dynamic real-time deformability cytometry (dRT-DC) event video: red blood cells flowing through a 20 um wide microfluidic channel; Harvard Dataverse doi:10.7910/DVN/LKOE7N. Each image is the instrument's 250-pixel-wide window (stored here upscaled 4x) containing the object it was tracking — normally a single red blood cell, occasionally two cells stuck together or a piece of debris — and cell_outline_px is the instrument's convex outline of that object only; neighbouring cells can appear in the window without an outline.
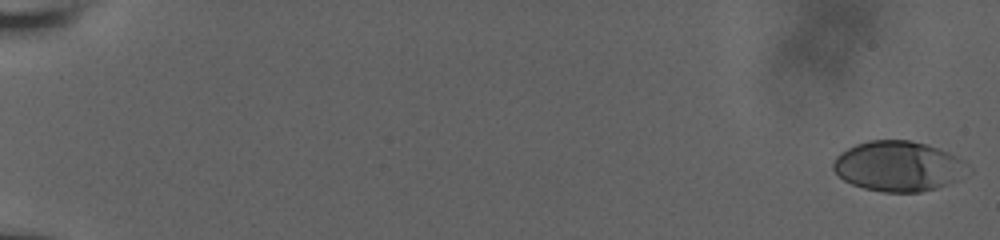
{"species": "human", "species_latin": "Homo sapiens", "temperature_condition": "room temperature", "stored_images_in_passage": 58, "camera_frame_rate_fps": 3000, "um_per_image_px": 0.085, "donor": {"sex": "male"}, "frame": {"image": 1, "passage_image": 1, "time_ms": 0.0, "image_size_px": [1000, 240], "cell_outline_px": [[972, 172], [948, 184], [936, 188], [920, 192], [884, 192], [864, 188], [852, 184], [844, 180], [832, 168], [832, 164], [836, 156], [840, 152], [856, 144], [868, 140], [908, 140], [924, 144], [948, 152], [964, 160], [972, 168]], "centroid_in_image_um": [76.39, 14.13], "position_along_channel_um": 8.6, "area_um2": 39.54}}
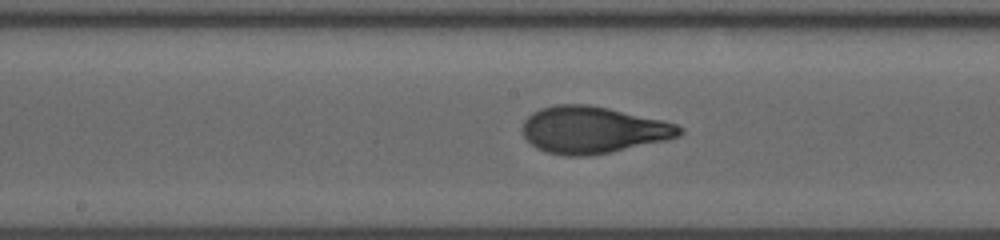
{"frame": {"image": 2, "passage_image": 33, "time_ms": 10.667, "image_size_px": [1000, 240], "cell_outline_px": [[684, 132], [680, 136], [668, 140], [612, 152], [588, 156], [564, 156], [544, 152], [536, 148], [524, 136], [524, 120], [532, 112], [540, 108], [556, 104], [588, 104], [608, 108], [660, 120], [676, 124], [684, 128]], "centroid_in_image_um": [50.41, 11.05], "position_along_channel_um": 197.8, "area_um2": 43.0}}
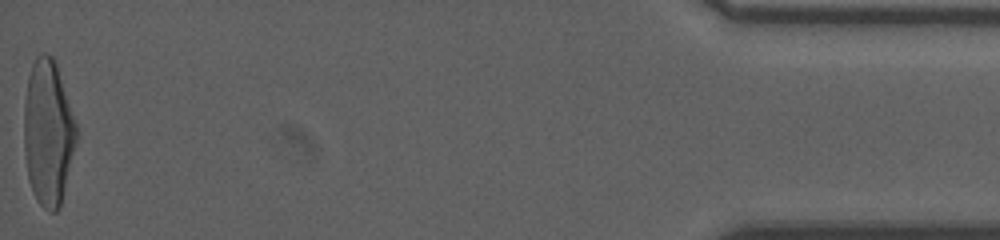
{"frame": {"image": 3, "passage_image": 58, "time_ms": 19.0, "image_size_px": [1000, 240], "cell_outline_px": [[76, 140], [60, 204], [56, 212], [48, 212], [36, 200], [28, 180], [24, 148], [24, 104], [28, 76], [32, 64], [36, 56], [44, 52], [52, 56], [56, 64], [76, 124]], "centroid_in_image_um": [4.05, 11.26], "position_along_channel_um": 431.1, "area_um2": 43.81}, "authors_computed_cell_mechanics": {"area_um2": 41.2981, "velocity_mm_per_s": 3.8258, "shape_relaxation_time_tau1_ms": 4.1398, "shape_relaxation_time_tau2_ms": 0.7336, "deformation_change_tau1": 0.2207, "deformation_change_tau2": 0.0696}}